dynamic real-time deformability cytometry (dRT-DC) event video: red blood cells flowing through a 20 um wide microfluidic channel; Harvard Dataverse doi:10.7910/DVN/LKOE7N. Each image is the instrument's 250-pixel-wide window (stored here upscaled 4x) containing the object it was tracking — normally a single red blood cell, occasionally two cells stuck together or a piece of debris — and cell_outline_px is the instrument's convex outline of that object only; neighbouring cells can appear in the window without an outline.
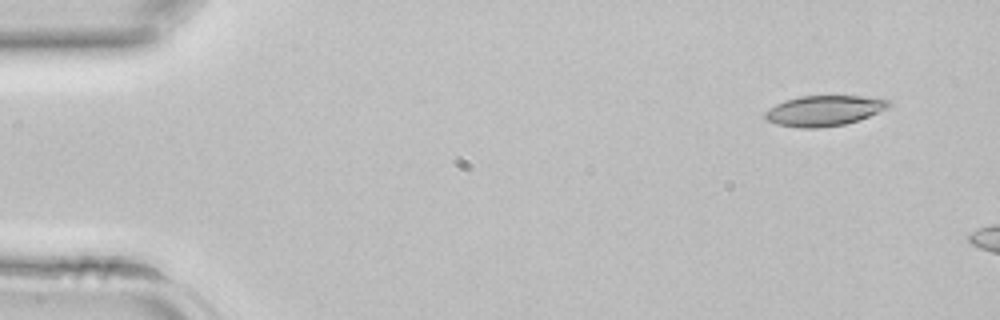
{"species": "common noctule bat (a hibernating species)", "species_latin": "Nyctalus noctula", "temperature_condition": "room temperature", "stored_images_in_passage": 9, "camera_frame_rate_fps": 3000, "um_per_image_px": 0.085, "animal": {"sex": "female", "body_mass_g": 22.7, "forearm_length_mm": 54.2}, "frame": {"image": 1, "passage_image": 1, "time_ms": 0.0, "image_size_px": [1000, 320], "cell_outline_px": [[892, 104], [888, 108], [868, 116], [844, 124], [820, 128], [800, 128], [776, 124], [768, 120], [764, 116], [764, 112], [776, 104], [784, 100], [800, 96], [864, 96], [888, 100]], "centroid_in_image_um": [70.03, 9.4], "position_along_channel_um": 15.0, "area_um2": 21.79}}